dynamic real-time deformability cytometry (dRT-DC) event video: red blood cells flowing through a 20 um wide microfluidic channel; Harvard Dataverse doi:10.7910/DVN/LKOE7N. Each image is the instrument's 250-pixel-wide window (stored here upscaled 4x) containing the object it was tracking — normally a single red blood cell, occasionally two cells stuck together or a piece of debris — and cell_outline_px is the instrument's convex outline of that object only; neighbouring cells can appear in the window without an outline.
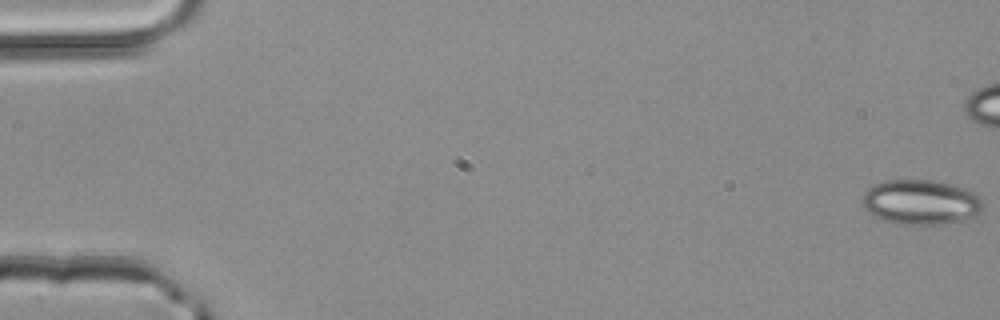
{"species": "common noctule bat (a hibernating species)", "species_latin": "Nyctalus noctula", "temperature_condition": "room temperature", "stored_images_in_passage": 41, "camera_frame_rate_fps": 3000, "um_per_image_px": 0.085, "animal": {"sex": "male", "body_mass_g": 20.4}, "frame": {"image": 1, "passage_image": 1, "time_ms": 0.0, "image_size_px": [1000, 320], "cell_outline_px": [[984, 212], [964, 220], [940, 224], [896, 224], [880, 220], [868, 212], [864, 208], [860, 200], [864, 192], [872, 184], [884, 180], [932, 180], [956, 184], [968, 188], [984, 196]], "centroid_in_image_um": [78.32, 17.17], "position_along_channel_um": 6.7, "area_um2": 32.66}}
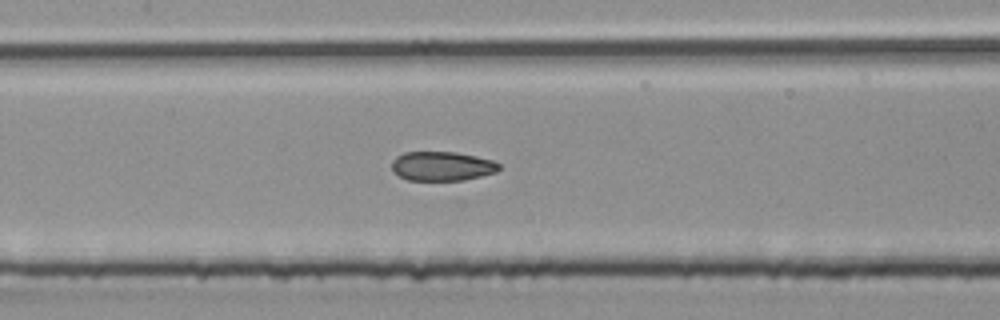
{"frame": {"image": 2, "passage_image": 25, "time_ms": 8.0, "image_size_px": [1000, 320], "cell_outline_px": [[500, 168], [496, 172], [464, 180], [408, 180], [392, 172], [392, 160], [396, 156], [404, 152], [456, 152], [476, 156], [492, 160], [500, 164]], "centroid_in_image_um": [37.55, 14.12], "position_along_channel_um": 169.8, "area_um2": 18.32}}
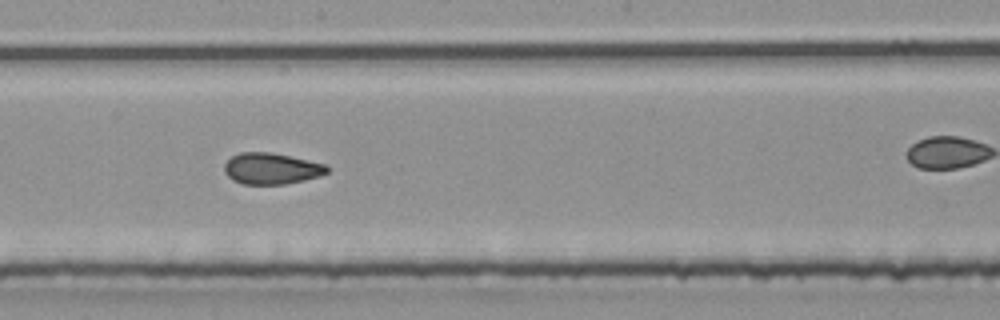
{"frame": {"image": 3, "passage_image": 29, "time_ms": 9.333, "image_size_px": [1000, 320], "cell_outline_px": [[328, 172], [320, 176], [304, 180], [284, 184], [244, 184], [232, 180], [224, 172], [224, 164], [232, 156], [240, 152], [268, 152], [288, 156], [324, 164], [328, 168]], "centroid_in_image_um": [23.03, 14.33], "position_along_channel_um": 225.2, "area_um2": 18.5}}